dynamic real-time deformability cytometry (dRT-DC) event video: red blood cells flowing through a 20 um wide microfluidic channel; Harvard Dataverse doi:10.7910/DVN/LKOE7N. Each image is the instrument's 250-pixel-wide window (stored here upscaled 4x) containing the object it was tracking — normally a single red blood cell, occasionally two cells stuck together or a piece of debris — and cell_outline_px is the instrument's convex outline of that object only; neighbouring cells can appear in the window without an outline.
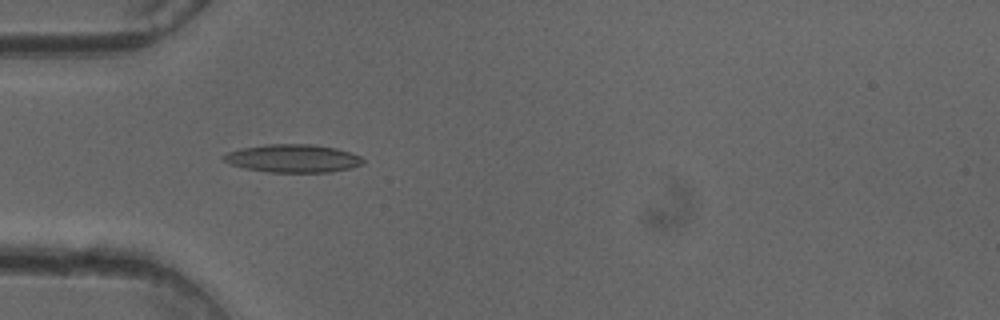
{"species": "common noctule bat (a hibernating species)", "species_latin": "Nyctalus noctula", "temperature_condition": "cold", "stored_images_in_passage": 49, "camera_frame_rate_fps": 3000, "um_per_image_px": 0.085, "animal": {"sex": "female"}, "frame": {"image": 1, "passage_image": 14, "time_ms": 4.333, "image_size_px": [1000, 320], "cell_outline_px": [[364, 164], [352, 168], [332, 172], [268, 172], [244, 168], [228, 164], [220, 156], [228, 152], [240, 148], [264, 144], [316, 144], [336, 148], [360, 156], [364, 160]], "centroid_in_image_um": [24.88, 13.46], "position_along_channel_um": 60.1, "area_um2": 23.06}}
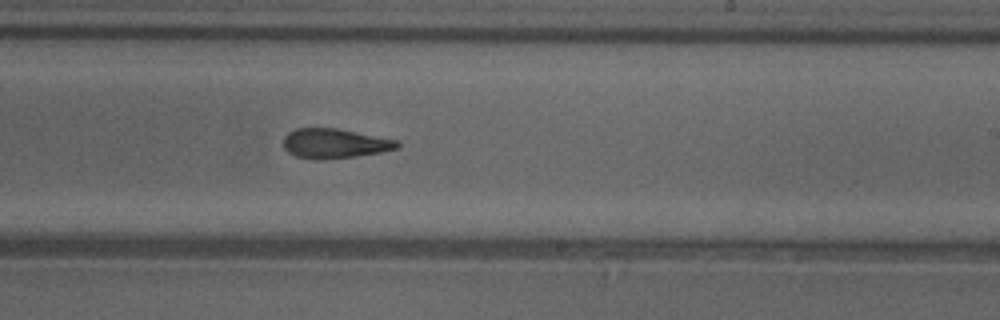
{"frame": {"image": 2, "passage_image": 29, "time_ms": 9.333, "image_size_px": [1000, 320], "cell_outline_px": [[400, 148], [380, 152], [356, 156], [320, 160], [316, 160], [296, 156], [288, 152], [284, 148], [284, 136], [288, 132], [296, 128], [336, 128], [400, 140]], "centroid_in_image_um": [28.47, 12.19], "position_along_channel_um": 260.5, "area_um2": 19.83}}
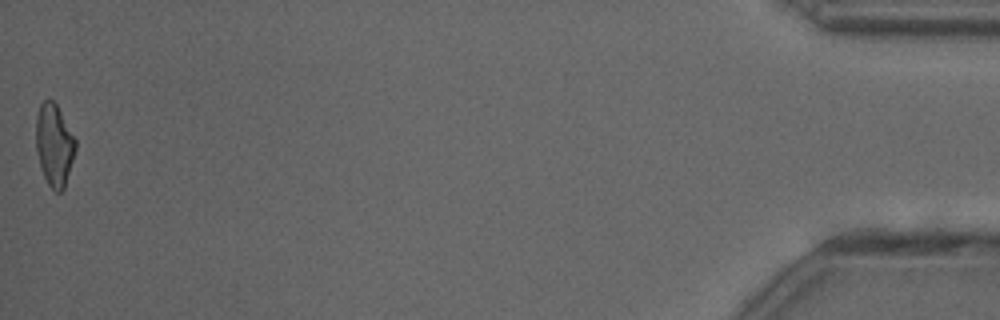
{"frame": {"image": 3, "passage_image": 49, "time_ms": 16.0, "image_size_px": [1000, 320], "cell_outline_px": [[76, 148], [64, 188], [60, 192], [56, 192], [48, 184], [40, 168], [36, 148], [36, 116], [40, 104], [44, 100], [52, 100], [56, 104], [76, 140]], "centroid_in_image_um": [4.59, 12.32], "position_along_channel_um": 430.6, "area_um2": 18.73}, "authors_computed_cell_mechanics": {"area_um2": 20.3456, "velocity_mm_per_s": 4.0476, "shape_relaxation_time_tau1_ms": 6.3703, "shape_relaxation_time_tau2_ms": 3.8291, "deformation_change_tau1": 0.2031, "deformation_change_tau2": 0.1498}}